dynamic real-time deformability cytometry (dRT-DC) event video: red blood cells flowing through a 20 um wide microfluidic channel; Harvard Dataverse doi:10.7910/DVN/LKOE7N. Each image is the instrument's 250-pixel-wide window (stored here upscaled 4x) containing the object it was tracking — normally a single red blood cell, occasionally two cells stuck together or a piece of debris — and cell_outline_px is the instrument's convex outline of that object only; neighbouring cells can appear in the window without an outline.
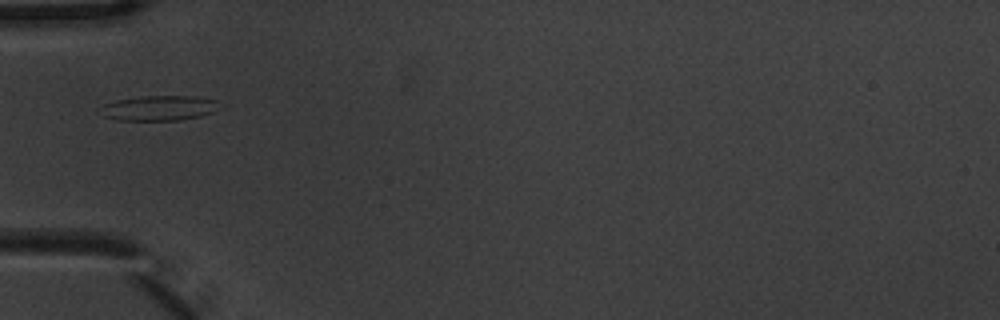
{"species": "common noctule bat (a hibernating species)", "species_latin": "Nyctalus noctula", "temperature_condition": "warm", "stored_images_in_passage": 9, "camera_frame_rate_fps": 3000, "um_per_image_px": 0.085, "animal": {"sex": "male", "body_mass_g": 20.1, "forearm_length_mm": 53.5}, "frame": {"image": 1, "passage_image": 6, "time_ms": 1.667, "image_size_px": [1000, 320], "cell_outline_px": [[224, 108], [216, 112], [200, 116], [176, 120], [116, 120], [104, 116], [96, 108], [104, 104], [116, 100], [140, 96], [196, 96], [220, 100]], "centroid_in_image_um": [13.59, 9.17], "position_along_channel_um": 71.4, "area_um2": 17.92}}
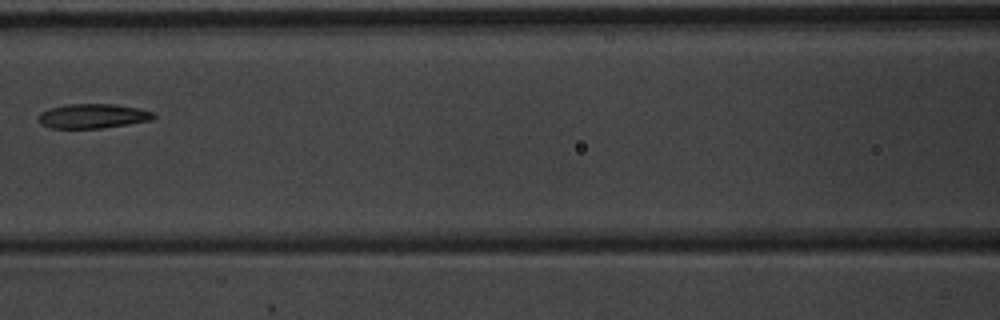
{"frame": {"image": 2, "passage_image": 8, "time_ms": 2.333, "image_size_px": [1000, 320], "cell_outline_px": [[156, 116], [152, 120], [128, 124], [100, 128], [52, 128], [40, 124], [40, 112], [52, 108], [68, 104], [116, 104], [140, 108], [156, 112]], "centroid_in_image_um": [7.96, 9.86], "position_along_channel_um": 158.6, "area_um2": 16.42}}
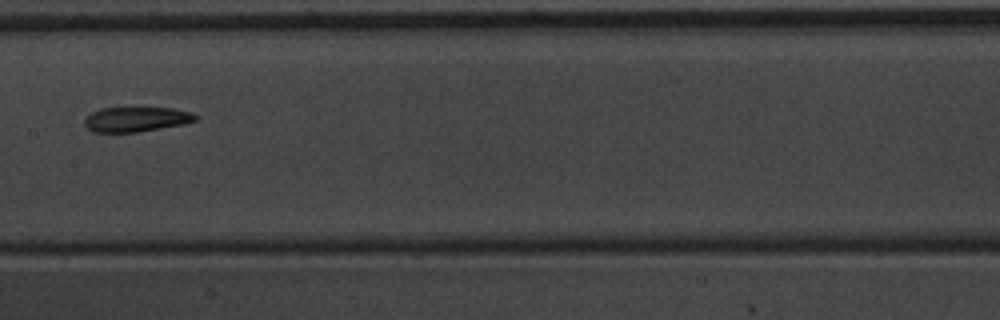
{"frame": {"image": 3, "passage_image": 9, "time_ms": 2.667, "image_size_px": [1000, 320], "cell_outline_px": [[200, 116], [196, 120], [180, 124], [136, 132], [92, 132], [84, 124], [84, 120], [92, 112], [100, 108], [136, 104], [172, 108], [192, 112]], "centroid_in_image_um": [11.57, 10.06], "position_along_channel_um": 195.8, "area_um2": 16.88}}